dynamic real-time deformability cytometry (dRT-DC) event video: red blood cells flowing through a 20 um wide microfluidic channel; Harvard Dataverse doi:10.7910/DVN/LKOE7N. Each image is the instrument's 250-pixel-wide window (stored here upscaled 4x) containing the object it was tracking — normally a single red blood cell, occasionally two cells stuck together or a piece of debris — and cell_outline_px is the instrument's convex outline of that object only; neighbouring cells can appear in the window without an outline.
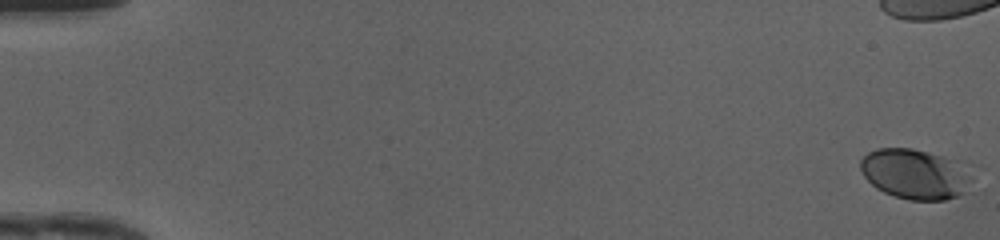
{"species": "human", "species_latin": "Homo sapiens", "temperature_condition": "cold", "stored_images_in_passage": 41, "camera_frame_rate_fps": 3000, "um_per_image_px": 0.085, "donor": {"sex": "female"}, "frame": {"image": 1, "passage_image": 1, "time_ms": 0.0, "image_size_px": [1000, 240], "cell_outline_px": [[984, 192], [944, 200], [908, 200], [884, 192], [876, 188], [864, 176], [860, 168], [860, 160], [868, 152], [876, 148], [912, 148], [964, 160], [980, 164], [984, 168]], "centroid_in_image_um": [78.33, 14.82], "position_along_channel_um": 6.7, "area_um2": 36.82}}